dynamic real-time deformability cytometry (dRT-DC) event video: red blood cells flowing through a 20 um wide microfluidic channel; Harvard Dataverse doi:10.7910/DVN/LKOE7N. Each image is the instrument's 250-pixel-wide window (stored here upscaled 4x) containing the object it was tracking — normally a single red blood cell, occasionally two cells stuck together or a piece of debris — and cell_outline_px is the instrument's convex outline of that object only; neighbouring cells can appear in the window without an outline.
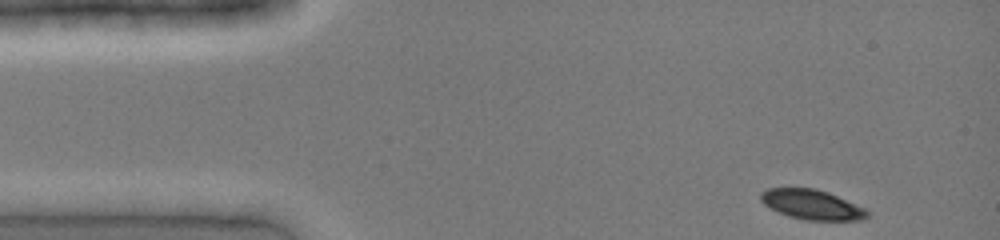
{"species": "common noctule bat (a hibernating species)", "species_latin": "Nyctalus noctula", "temperature_condition": "cold", "stored_images_in_passage": 32, "camera_frame_rate_fps": 3000, "um_per_image_px": 0.085, "animal": {"sex": "female", "body_mass_g": 19.0, "forearm_length_mm": 51.5}, "frame": {"image": 1, "passage_image": 1, "time_ms": 0.0, "image_size_px": [1000, 240], "cell_outline_px": [[868, 216], [860, 220], [804, 220], [788, 216], [764, 204], [760, 200], [760, 192], [768, 188], [816, 188], [828, 192], [864, 208], [868, 212]], "centroid_in_image_um": [68.98, 17.38], "position_along_channel_um": 16.0, "area_um2": 18.32}}
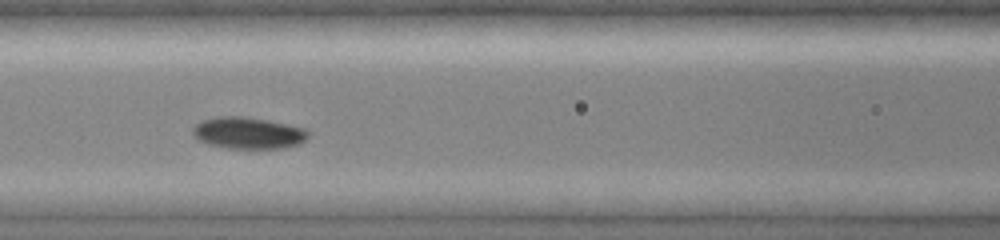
{"frame": {"image": 2, "passage_image": 15, "time_ms": 4.667, "image_size_px": [1000, 240], "cell_outline_px": [[308, 136], [300, 144], [284, 148], [228, 148], [208, 144], [200, 140], [192, 132], [192, 128], [196, 124], [204, 120], [220, 116], [244, 116], [268, 120], [304, 128], [308, 132]], "centroid_in_image_um": [21.11, 11.3], "position_along_channel_um": 145.5, "area_um2": 21.1}}
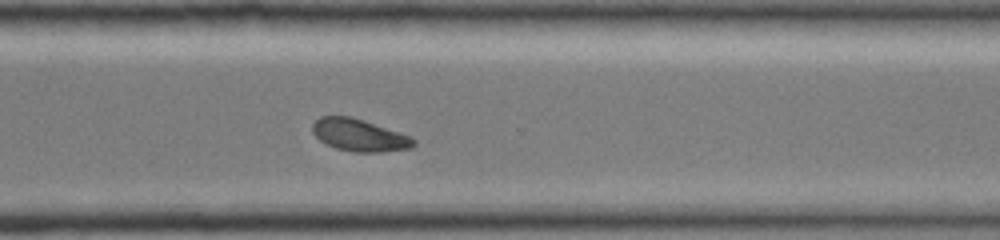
{"frame": {"image": 3, "passage_image": 28, "time_ms": 9.0, "image_size_px": [1000, 240], "cell_outline_px": [[416, 144], [412, 148], [380, 152], [356, 152], [336, 148], [324, 144], [312, 132], [312, 124], [320, 116], [352, 116], [412, 136], [416, 140]], "centroid_in_image_um": [30.56, 11.48], "position_along_channel_um": 340.0, "area_um2": 19.19}}